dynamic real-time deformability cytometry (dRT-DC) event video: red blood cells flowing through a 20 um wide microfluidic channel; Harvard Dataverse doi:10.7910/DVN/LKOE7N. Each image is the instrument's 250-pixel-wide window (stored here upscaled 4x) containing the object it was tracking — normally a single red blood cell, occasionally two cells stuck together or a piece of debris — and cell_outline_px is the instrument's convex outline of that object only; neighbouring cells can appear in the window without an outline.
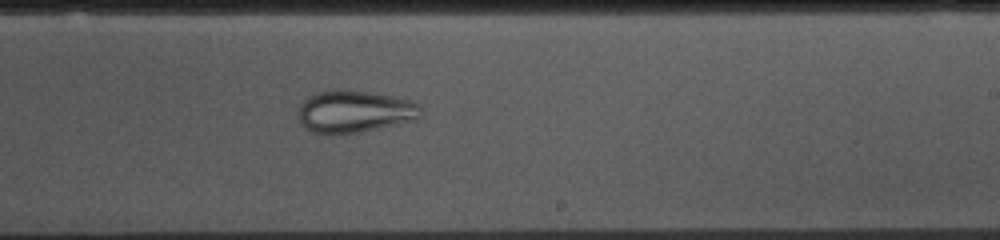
{"species": "common noctule bat (a hibernating species)", "species_latin": "Nyctalus noctula", "temperature_condition": "cold", "stored_images_in_passage": 53, "camera_frame_rate_fps": 3000, "um_per_image_px": 0.085, "animal": {"sex": "female", "body_mass_g": 10.0, "forearm_length_mm": 53.1}, "frame": {"image": 1, "passage_image": 31, "time_ms": 10.0, "image_size_px": [1000, 240], "cell_outline_px": [[420, 116], [416, 120], [360, 132], [332, 136], [312, 132], [304, 128], [300, 124], [300, 104], [308, 96], [316, 92], [336, 88], [344, 88], [392, 96], [408, 100], [420, 104]], "centroid_in_image_um": [30.09, 9.49], "position_along_channel_um": 258.9, "area_um2": 30.63}}
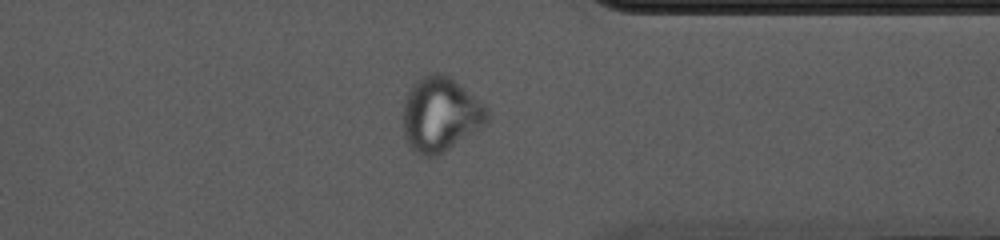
{"frame": {"image": 2, "passage_image": 41, "time_ms": 13.333, "image_size_px": [1000, 240], "cell_outline_px": [[488, 120], [480, 128], [432, 160], [420, 156], [404, 140], [404, 100], [412, 84], [416, 80], [432, 72], [444, 72], [452, 76], [484, 104], [488, 108]], "centroid_in_image_um": [37.43, 9.72], "position_along_channel_um": 374.0, "area_um2": 37.05}}
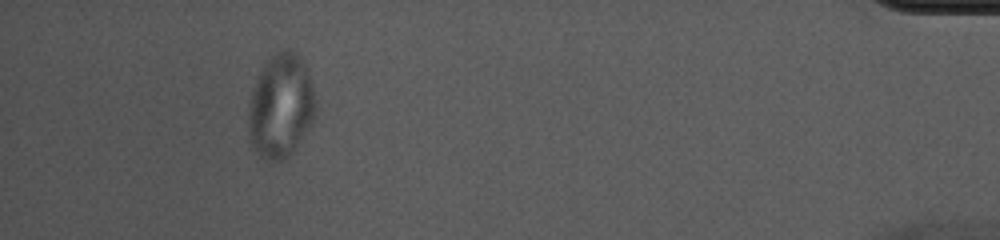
{"frame": {"image": 3, "passage_image": 49, "time_ms": 16.0, "image_size_px": [1000, 240], "cell_outline_px": [[316, 116], [292, 152], [284, 160], [264, 160], [252, 152], [248, 140], [248, 108], [252, 88], [264, 64], [280, 48], [284, 48], [300, 56], [308, 68], [316, 100]], "centroid_in_image_um": [23.85, 9.04], "position_along_channel_um": 411.4, "area_um2": 41.38}}